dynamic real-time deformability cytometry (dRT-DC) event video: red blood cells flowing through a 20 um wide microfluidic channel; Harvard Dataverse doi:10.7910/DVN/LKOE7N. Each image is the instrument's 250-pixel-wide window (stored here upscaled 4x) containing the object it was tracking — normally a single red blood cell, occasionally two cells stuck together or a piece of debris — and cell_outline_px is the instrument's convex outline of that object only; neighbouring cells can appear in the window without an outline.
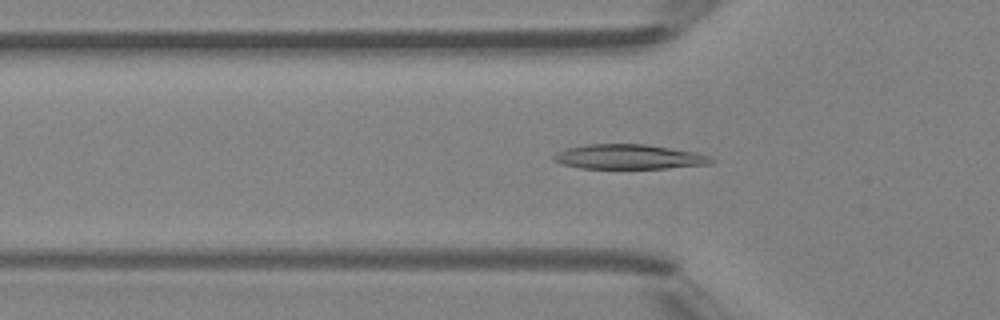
{"species": "Egyptian fruit bat (a non-hibernating species)", "species_latin": "Rousettus aegyptiacus", "temperature_condition": "room temperature", "stored_images_in_passage": 43, "camera_frame_rate_fps": 3000, "um_per_image_px": 0.085, "animal": {"sex": "female"}, "frame": {"image": 1, "passage_image": 15, "time_ms": 4.667, "image_size_px": [1000, 320], "cell_outline_px": [[712, 164], [668, 168], [580, 168], [564, 164], [552, 160], [552, 156], [556, 152], [568, 148], [584, 144], [644, 144], [696, 152], [708, 156], [712, 160]], "centroid_in_image_um": [53.43, 13.33], "position_along_channel_um": 72.4, "area_um2": 22.54}}
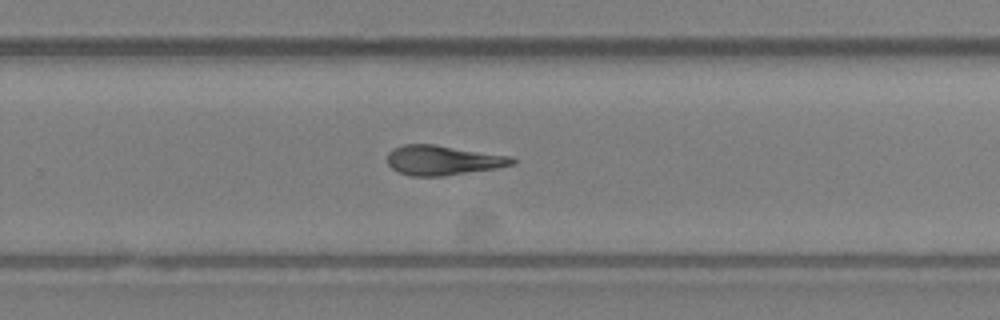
{"frame": {"image": 2, "passage_image": 30, "time_ms": 9.667, "image_size_px": [1000, 320], "cell_outline_px": [[516, 164], [496, 168], [440, 176], [412, 176], [400, 172], [392, 168], [388, 164], [388, 152], [392, 148], [404, 144], [432, 144], [512, 156], [516, 160]], "centroid_in_image_um": [37.65, 13.61], "position_along_channel_um": 292.1, "area_um2": 21.5}}
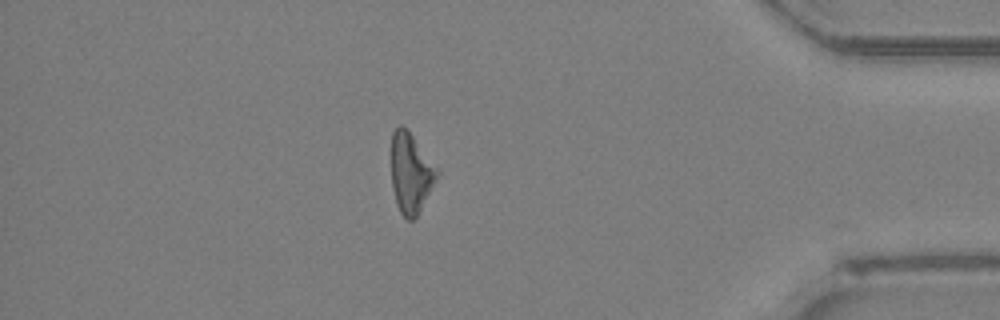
{"frame": {"image": 3, "passage_image": 40, "time_ms": 13.0, "image_size_px": [1000, 320], "cell_outline_px": [[440, 172], [416, 216], [412, 220], [408, 220], [400, 212], [396, 204], [392, 188], [392, 132], [400, 124], [412, 136], [440, 168]], "centroid_in_image_um": [34.93, 14.71], "position_along_channel_um": 400.3, "area_um2": 21.04}, "authors_computed_cell_mechanics": {"area_um2": 22.0796, "velocity_mm_per_s": 4.4099, "shape_relaxation_time_tau1_ms": 4.2646, "shape_relaxation_time_tau2_ms": 3.6277, "deformation_change_tau1": 0.1613, "deformation_change_tau2": 0.1284}}